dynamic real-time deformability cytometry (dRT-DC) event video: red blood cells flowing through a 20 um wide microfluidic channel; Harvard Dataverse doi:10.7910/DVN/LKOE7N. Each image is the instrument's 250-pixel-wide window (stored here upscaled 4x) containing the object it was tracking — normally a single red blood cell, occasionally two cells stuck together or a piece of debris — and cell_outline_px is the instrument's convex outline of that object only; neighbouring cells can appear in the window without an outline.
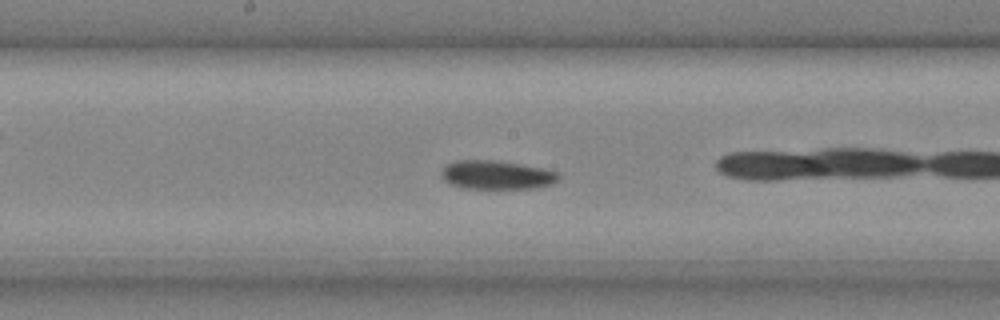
{"species": "common noctule bat (a hibernating species)", "species_latin": "Nyctalus noctula", "temperature_condition": "cold", "stored_images_in_passage": 21, "camera_frame_rate_fps": 3000, "um_per_image_px": 0.085, "animal": {"sex": "male", "body_mass_g": 20.4}, "frame": {"image": 1, "passage_image": 10, "time_ms": 3.0, "image_size_px": [1000, 320], "cell_outline_px": [[560, 176], [552, 184], [536, 188], [460, 188], [448, 184], [440, 176], [440, 172], [448, 164], [456, 160], [496, 160], [544, 168], [556, 172]], "centroid_in_image_um": [42.17, 14.87], "position_along_channel_um": 206.0, "area_um2": 19.71}}
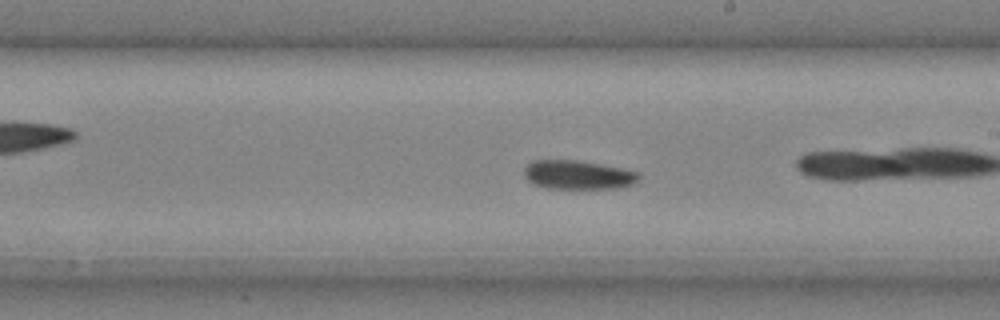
{"frame": {"image": 2, "passage_image": 12, "time_ms": 3.667, "image_size_px": [1000, 320], "cell_outline_px": [[640, 176], [632, 184], [620, 188], [548, 188], [532, 184], [524, 176], [524, 168], [532, 160], [576, 160], [600, 164], [640, 172]], "centroid_in_image_um": [49.1, 14.86], "position_along_channel_um": 239.9, "area_um2": 19.25}}